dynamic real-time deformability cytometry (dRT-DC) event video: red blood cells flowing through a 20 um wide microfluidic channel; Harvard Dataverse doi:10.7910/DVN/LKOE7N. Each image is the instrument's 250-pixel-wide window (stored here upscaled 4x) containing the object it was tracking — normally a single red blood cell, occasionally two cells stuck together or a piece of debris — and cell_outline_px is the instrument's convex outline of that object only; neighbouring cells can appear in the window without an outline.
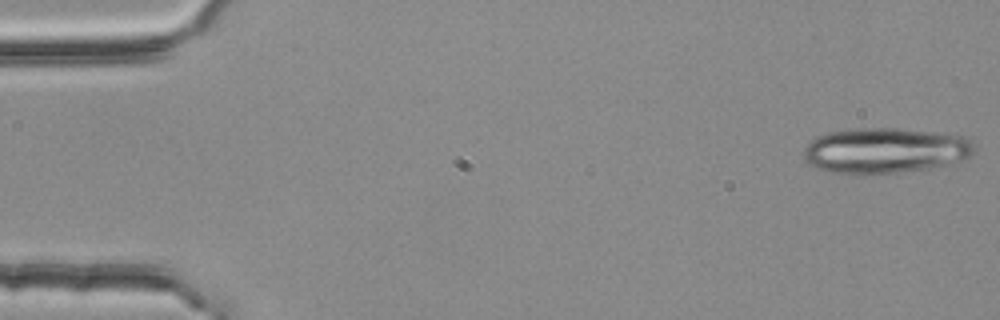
{"species": "common noctule bat (a hibernating species)", "species_latin": "Nyctalus noctula", "temperature_condition": "room temperature", "stored_images_in_passage": 4, "camera_frame_rate_fps": 3000, "um_per_image_px": 0.085, "animal": {"sex": "female", "body_mass_g": 25.1}, "frame": {"image": 1, "passage_image": 1, "time_ms": 0.0, "image_size_px": [1000, 320], "cell_outline_px": [[976, 148], [968, 160], [952, 164], [928, 168], [900, 172], [832, 172], [816, 168], [808, 164], [804, 156], [804, 148], [816, 136], [832, 132], [856, 128], [896, 128], [964, 136], [972, 140]], "centroid_in_image_um": [75.3, 12.78], "position_along_channel_um": 9.7, "area_um2": 44.85}}